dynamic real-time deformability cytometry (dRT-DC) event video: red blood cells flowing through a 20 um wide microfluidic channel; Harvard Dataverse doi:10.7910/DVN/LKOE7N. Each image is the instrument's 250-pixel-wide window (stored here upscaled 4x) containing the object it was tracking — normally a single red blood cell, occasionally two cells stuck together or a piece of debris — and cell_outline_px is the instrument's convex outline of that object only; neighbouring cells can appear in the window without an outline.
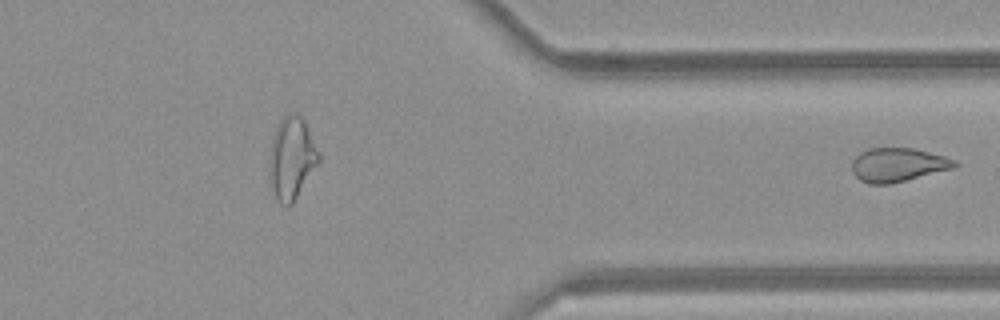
{"species": "common noctule bat (a hibernating species)", "species_latin": "Nyctalus noctula", "temperature_condition": "room temperature", "stored_images_in_passage": 26, "segment_of_instrument_passage": [2, 2], "camera_frame_rate_fps": 3000, "um_per_image_px": 0.085, "animal": {"sex": "female", "body_mass_g": 21.9}, "frame": {"image": 1, "passage_image": 26, "time_ms": 8.333, "image_size_px": [1000, 320], "cell_outline_px": [[960, 164], [952, 168], [888, 184], [868, 184], [860, 180], [852, 172], [852, 160], [860, 152], [868, 148], [912, 148], [944, 156], [956, 160]], "centroid_in_image_um": [76.28, 14.0], "position_along_channel_um": 335.1, "area_um2": 20.0}}